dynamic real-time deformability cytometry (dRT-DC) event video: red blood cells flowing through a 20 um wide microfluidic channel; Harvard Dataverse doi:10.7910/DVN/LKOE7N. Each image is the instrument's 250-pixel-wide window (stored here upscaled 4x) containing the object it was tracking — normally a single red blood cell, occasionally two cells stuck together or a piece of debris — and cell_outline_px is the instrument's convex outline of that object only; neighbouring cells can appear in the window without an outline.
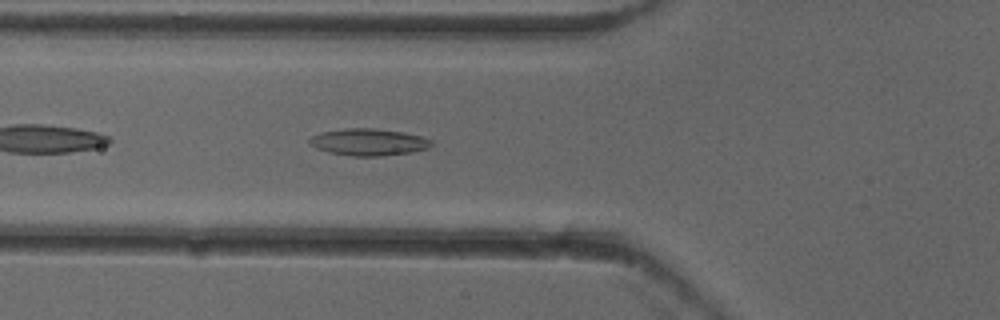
{"species": "common noctule bat (a hibernating species)", "species_latin": "Nyctalus noctula", "temperature_condition": "cold", "stored_images_in_passage": 29, "camera_frame_rate_fps": 3000, "um_per_image_px": 0.085, "animal": {"sex": "female"}, "frame": {"image": 1, "passage_image": 5, "time_ms": 1.333, "image_size_px": [1000, 320], "cell_outline_px": [[432, 144], [428, 148], [412, 152], [380, 156], [352, 156], [328, 152], [316, 148], [308, 144], [308, 140], [312, 136], [320, 132], [344, 128], [372, 128], [404, 132], [420, 136], [432, 140]], "centroid_in_image_um": [31.3, 12.07], "position_along_channel_um": 94.5, "area_um2": 19.19}}
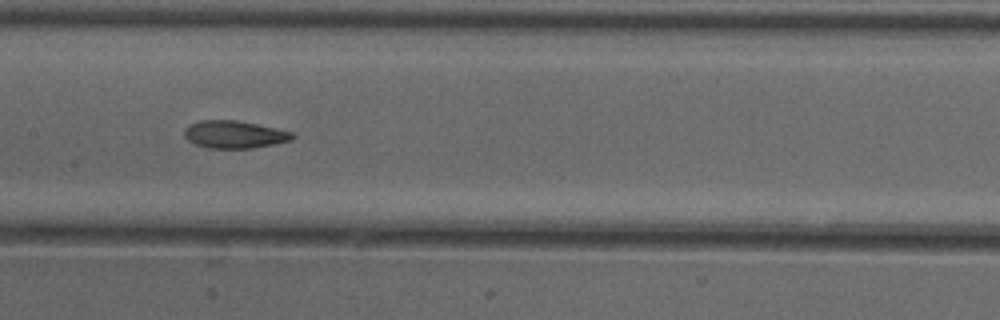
{"frame": {"image": 2, "passage_image": 12, "time_ms": 3.667, "image_size_px": [1000, 320], "cell_outline_px": [[296, 136], [292, 140], [252, 148], [208, 148], [196, 144], [188, 140], [184, 136], [184, 128], [200, 120], [236, 120], [256, 124], [292, 132]], "centroid_in_image_um": [19.91, 11.43], "position_along_channel_um": 187.5, "area_um2": 17.17}}
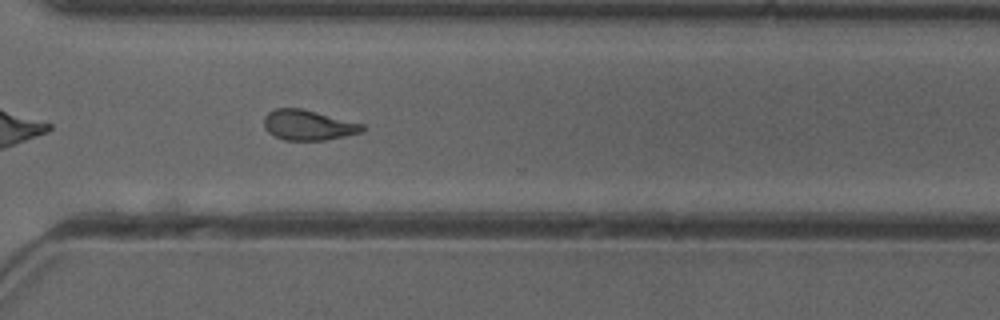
{"frame": {"image": 3, "passage_image": 24, "time_ms": 7.667, "image_size_px": [1000, 320], "cell_outline_px": [[364, 132], [324, 140], [284, 140], [268, 132], [264, 128], [264, 116], [268, 112], [276, 108], [304, 108], [364, 124]], "centroid_in_image_um": [26.2, 10.62], "position_along_channel_um": 344.4, "area_um2": 17.46}, "authors_computed_cell_mechanics": {"area_um2": 17.4556, "velocity_mm_per_s": 3.9513, "shape_relaxation_time_tau1_ms": 8.3547, "shape_relaxation_time_tau2_ms": 2.8527, "deformation_change_tau1": 0.1961, "deformation_change_tau2": 0.0975}}